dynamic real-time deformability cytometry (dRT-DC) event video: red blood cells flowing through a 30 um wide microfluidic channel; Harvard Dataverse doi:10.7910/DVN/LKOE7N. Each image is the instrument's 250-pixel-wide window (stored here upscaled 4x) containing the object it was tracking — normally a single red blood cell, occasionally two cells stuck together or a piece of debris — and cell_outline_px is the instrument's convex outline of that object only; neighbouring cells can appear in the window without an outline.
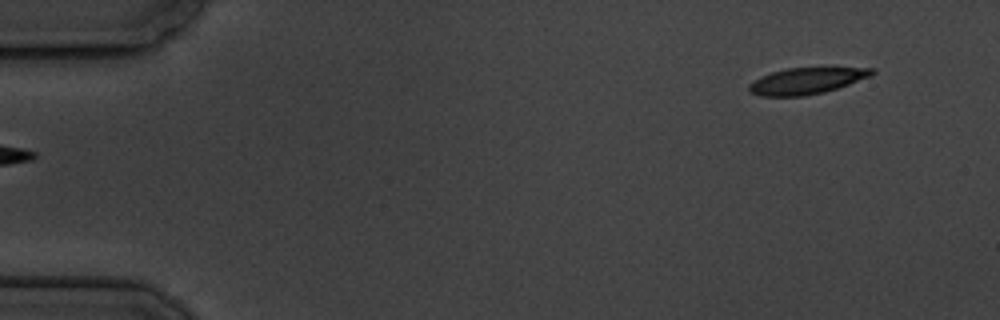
{"species": "common noctule bat (a hibernating species)", "species_latin": "Nyctalus noctula", "temperature_condition": "cold", "stored_images_in_passage": 5, "camera_frame_rate_fps": 3000, "um_per_image_px": 0.085, "animal": {"sex": "male", "body_mass_g": 19.5, "forearm_length_mm": 54.6}, "frame": {"image": 1, "passage_image": 1, "time_ms": 0.0, "image_size_px": [1000, 320], "cell_outline_px": [[876, 72], [872, 76], [824, 92], [804, 96], [760, 96], [748, 92], [748, 84], [760, 76], [784, 68], [876, 68]], "centroid_in_image_um": [68.52, 6.87], "position_along_channel_um": 16.5, "area_um2": 18.9}}
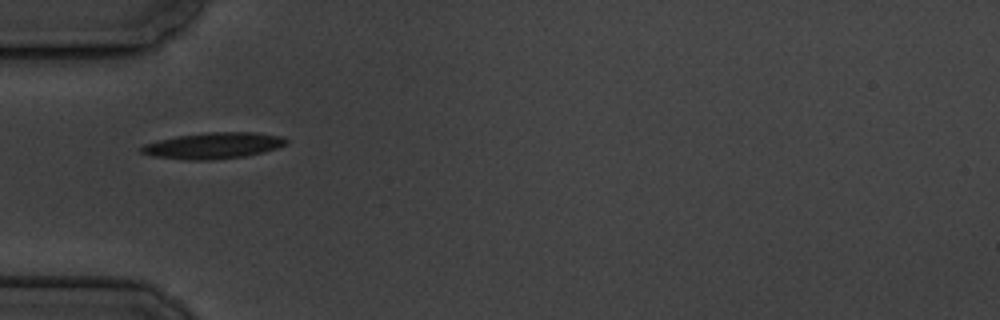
{"frame": {"image": 2, "passage_image": 4, "time_ms": 4.667, "image_size_px": [1000, 320], "cell_outline_px": [[288, 144], [264, 152], [244, 156], [212, 160], [188, 160], [152, 156], [140, 152], [140, 148], [144, 144], [156, 140], [176, 136], [208, 132], [256, 132], [280, 136], [288, 140]], "centroid_in_image_um": [18.12, 12.37], "position_along_channel_um": 66.9, "area_um2": 22.2}}